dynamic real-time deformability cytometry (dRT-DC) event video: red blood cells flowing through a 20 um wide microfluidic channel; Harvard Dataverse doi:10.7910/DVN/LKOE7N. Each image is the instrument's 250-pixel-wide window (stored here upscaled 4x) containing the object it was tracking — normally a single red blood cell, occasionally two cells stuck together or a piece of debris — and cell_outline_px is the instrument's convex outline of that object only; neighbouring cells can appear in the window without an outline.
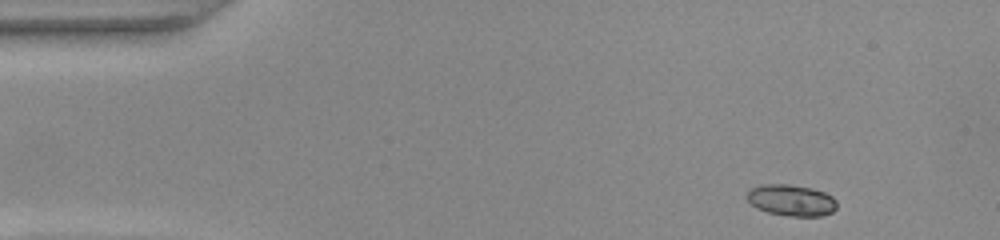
{"species": "common noctule bat (a hibernating species)", "species_latin": "Nyctalus noctula", "temperature_condition": "warm", "stored_images_in_passage": 48, "camera_frame_rate_fps": 3000, "um_per_image_px": 0.085, "animal": {"sex": "female", "body_mass_g": 22.0, "forearm_length_mm": 56.7}, "frame": {"image": 1, "passage_image": 1, "time_ms": 0.0, "image_size_px": [1000, 240], "cell_outline_px": [[836, 208], [832, 212], [820, 216], [788, 216], [768, 212], [756, 208], [748, 200], [748, 188], [760, 184], [788, 184], [812, 188], [824, 192], [832, 196], [836, 200]], "centroid_in_image_um": [67.25, 17.01], "position_along_channel_um": 17.8, "area_um2": 16.47}}
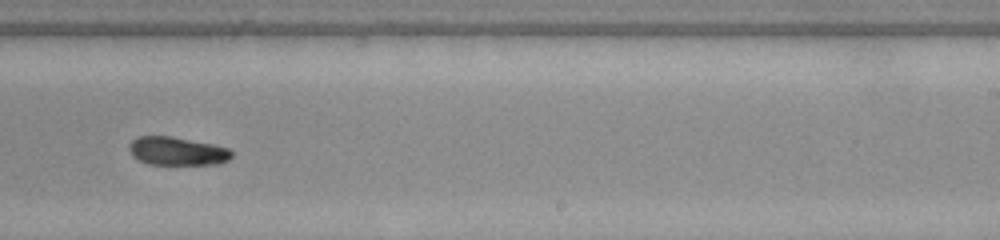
{"frame": {"image": 2, "passage_image": 28, "time_ms": 9.0, "image_size_px": [1000, 240], "cell_outline_px": [[232, 156], [228, 160], [220, 164], [148, 164], [132, 156], [128, 148], [128, 144], [132, 140], [140, 136], [172, 136], [212, 144], [228, 148], [232, 152]], "centroid_in_image_um": [15.04, 12.84], "position_along_channel_um": 274.0, "area_um2": 16.94}}
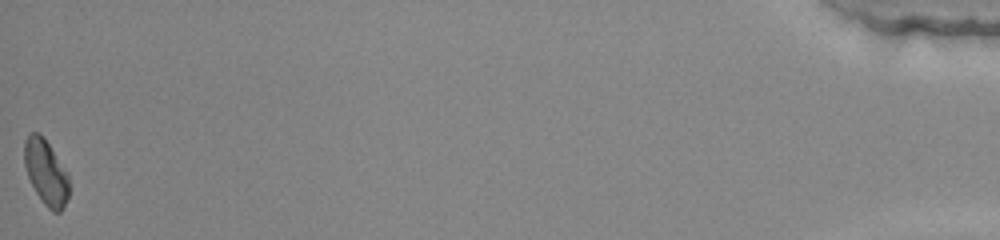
{"frame": {"image": 3, "passage_image": 48, "time_ms": 15.667, "image_size_px": [1000, 240], "cell_outline_px": [[68, 196], [64, 208], [60, 212], [52, 212], [44, 204], [36, 192], [28, 176], [24, 164], [24, 140], [28, 132], [40, 132], [44, 136], [68, 172]], "centroid_in_image_um": [3.9, 14.6], "position_along_channel_um": 431.3, "area_um2": 17.22}, "authors_computed_cell_mechanics": {"area_um2": 17.1088, "velocity_mm_per_s": 3.902, "shape_relaxation_time_tau1_ms": 5.0525, "shape_relaxation_time_tau2_ms": 3.6217, "deformation_change_tau1": 0.1377, "deformation_change_tau2": 0.079}}